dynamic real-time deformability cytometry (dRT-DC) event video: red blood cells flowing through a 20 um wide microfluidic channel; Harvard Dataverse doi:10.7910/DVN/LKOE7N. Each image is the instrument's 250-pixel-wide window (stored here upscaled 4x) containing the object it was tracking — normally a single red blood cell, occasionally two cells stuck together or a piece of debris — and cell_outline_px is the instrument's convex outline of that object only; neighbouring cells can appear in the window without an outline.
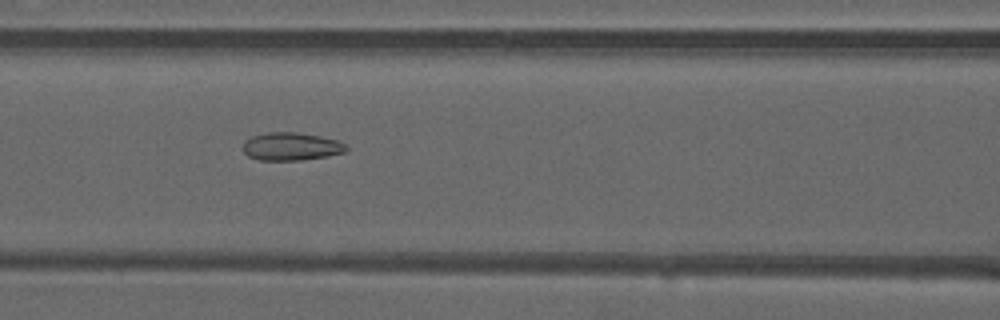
{"species": "common noctule bat (a hibernating species)", "species_latin": "Nyctalus noctula", "temperature_condition": "warm", "stored_images_in_passage": 48, "camera_frame_rate_fps": 3000, "um_per_image_px": 0.085, "animal": {"sex": "male", "forearm_length_mm": 52.5}, "frame": {"image": 1, "passage_image": 20, "time_ms": 6.333, "image_size_px": [1000, 320], "cell_outline_px": [[348, 148], [344, 152], [328, 156], [300, 160], [260, 160], [248, 156], [240, 148], [244, 140], [252, 136], [268, 132], [296, 132], [320, 136], [336, 140], [344, 144]], "centroid_in_image_um": [24.69, 12.45], "position_along_channel_um": 141.9, "area_um2": 16.88}}
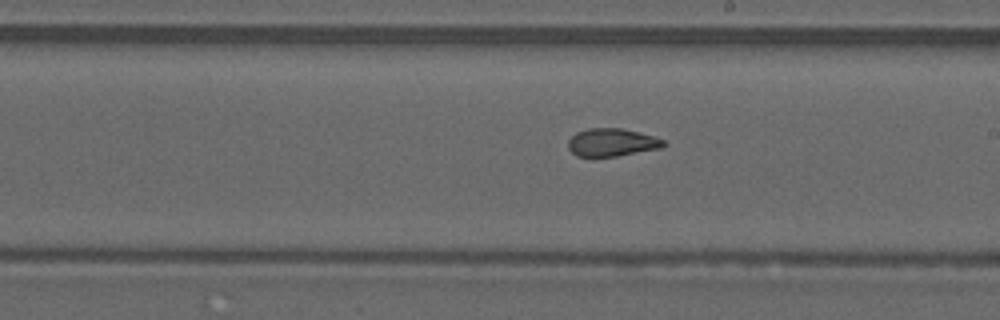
{"frame": {"image": 2, "passage_image": 27, "time_ms": 8.667, "image_size_px": [1000, 320], "cell_outline_px": [[668, 144], [660, 148], [616, 156], [576, 156], [568, 148], [568, 140], [576, 132], [588, 128], [624, 128], [652, 136], [664, 140]], "centroid_in_image_um": [52.0, 12.09], "position_along_channel_um": 237.0, "area_um2": 15.43}}
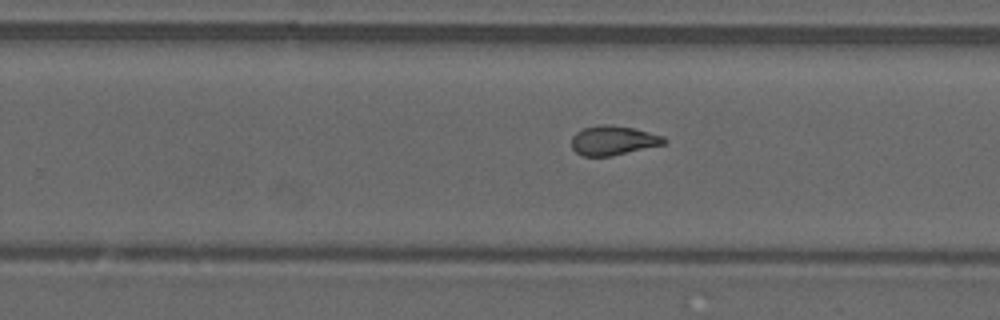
{"frame": {"image": 3, "passage_image": 30, "time_ms": 9.667, "image_size_px": [1000, 320], "cell_outline_px": [[668, 140], [664, 144], [612, 156], [584, 156], [576, 152], [572, 148], [572, 136], [576, 132], [584, 128], [596, 124], [604, 124], [632, 128], [664, 136]], "centroid_in_image_um": [52.11, 11.94], "position_along_channel_um": 277.7, "area_um2": 15.78}, "authors_computed_cell_mechanics": {"area_um2": 17.0221, "velocity_mm_per_s": 4.0877, "shape_relaxation_time_tau1_ms": null, "shape_relaxation_time_tau2_ms": 1.4062, "deformation_change_tau1": null, "deformation_change_tau2": 0.0833}}